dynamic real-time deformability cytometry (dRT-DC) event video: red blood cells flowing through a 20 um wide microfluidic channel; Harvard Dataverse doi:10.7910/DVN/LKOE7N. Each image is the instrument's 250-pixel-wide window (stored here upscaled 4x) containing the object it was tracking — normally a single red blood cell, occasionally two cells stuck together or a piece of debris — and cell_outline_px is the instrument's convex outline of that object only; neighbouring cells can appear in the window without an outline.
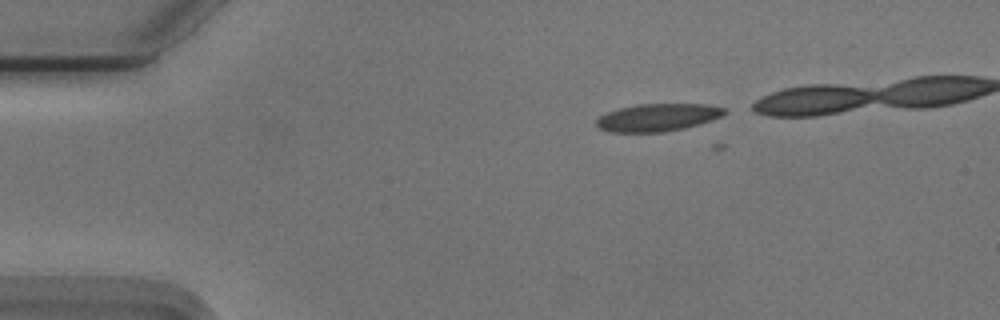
{"species": "Egyptian fruit bat (a non-hibernating species)", "species_latin": "Rousettus aegyptiacus", "temperature_condition": "cold", "stored_images_in_passage": 5, "camera_frame_rate_fps": 3000, "um_per_image_px": 0.085, "animal": {"sex": "male"}, "frame": {"image": 1, "passage_image": 4, "time_ms": 1.0, "image_size_px": [1000, 320], "cell_outline_px": [[728, 112], [712, 120], [700, 124], [684, 128], [664, 132], [608, 132], [600, 128], [596, 124], [596, 120], [600, 116], [608, 112], [620, 108], [636, 104], [708, 104], [724, 108]], "centroid_in_image_um": [55.92, 9.98], "position_along_channel_um": 29.1, "area_um2": 20.58}}